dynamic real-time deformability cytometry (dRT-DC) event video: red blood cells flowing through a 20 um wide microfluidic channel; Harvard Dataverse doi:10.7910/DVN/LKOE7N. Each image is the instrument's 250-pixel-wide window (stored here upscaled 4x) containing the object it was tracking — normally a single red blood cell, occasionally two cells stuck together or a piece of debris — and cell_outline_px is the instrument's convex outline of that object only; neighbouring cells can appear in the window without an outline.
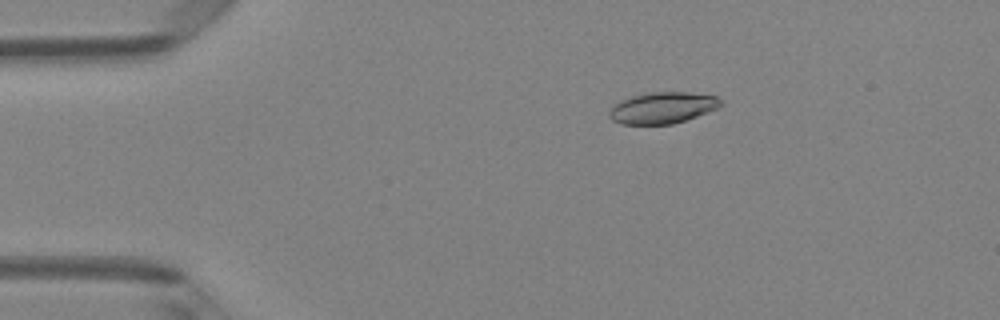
{"species": "Egyptian fruit bat (a non-hibernating species)", "species_latin": "Rousettus aegyptiacus", "temperature_condition": "room temperature", "stored_images_in_passage": 6, "camera_frame_rate_fps": 3000, "um_per_image_px": 0.085, "animal": {"sex": "female"}, "frame": {"image": 1, "passage_image": 3, "time_ms": 0.667, "image_size_px": [1000, 320], "cell_outline_px": [[724, 104], [708, 112], [672, 124], [620, 124], [612, 120], [608, 116], [608, 112], [620, 100], [632, 96], [648, 92], [688, 92], [716, 96]], "centroid_in_image_um": [56.3, 9.16], "position_along_channel_um": 28.7, "area_um2": 20.29}}
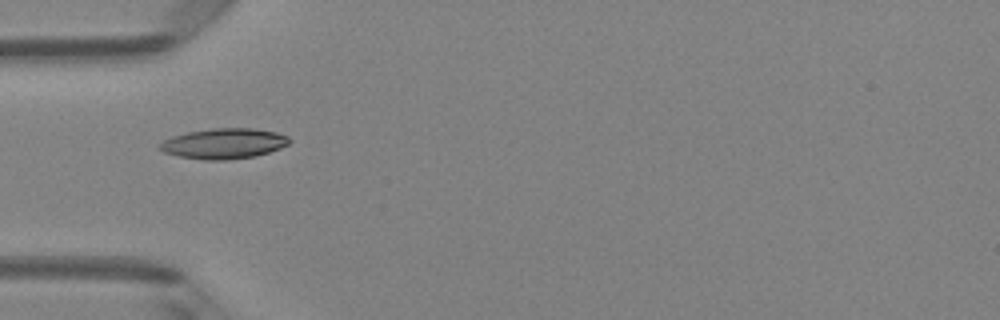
{"frame": {"image": 2, "passage_image": 5, "time_ms": 1.333, "image_size_px": [1000, 320], "cell_outline_px": [[292, 140], [288, 144], [280, 148], [256, 156], [228, 160], [204, 160], [180, 156], [164, 152], [156, 144], [172, 136], [188, 132], [212, 128], [252, 128], [276, 132], [288, 136]], "centroid_in_image_um": [19.03, 12.2], "position_along_channel_um": 66.0, "area_um2": 23.0}}
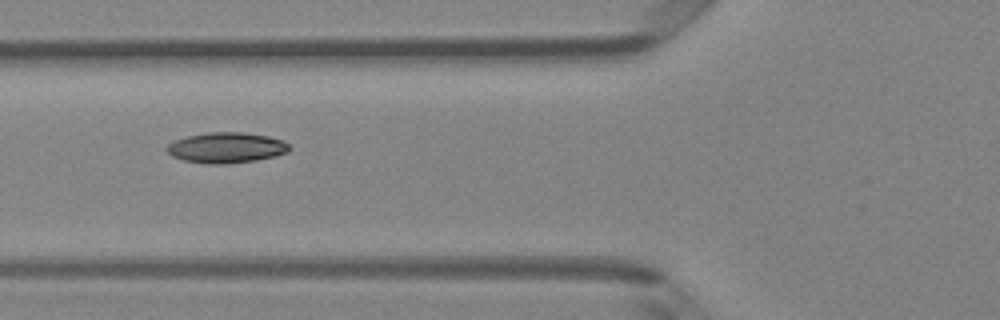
{"frame": {"image": 3, "passage_image": 6, "time_ms": 1.667, "image_size_px": [1000, 320], "cell_outline_px": [[292, 148], [288, 152], [276, 156], [256, 160], [228, 164], [208, 164], [184, 160], [172, 156], [164, 148], [172, 140], [188, 136], [208, 132], [240, 132], [268, 136], [284, 140]], "centroid_in_image_um": [19.24, 12.55], "position_along_channel_um": 106.6, "area_um2": 22.02}}